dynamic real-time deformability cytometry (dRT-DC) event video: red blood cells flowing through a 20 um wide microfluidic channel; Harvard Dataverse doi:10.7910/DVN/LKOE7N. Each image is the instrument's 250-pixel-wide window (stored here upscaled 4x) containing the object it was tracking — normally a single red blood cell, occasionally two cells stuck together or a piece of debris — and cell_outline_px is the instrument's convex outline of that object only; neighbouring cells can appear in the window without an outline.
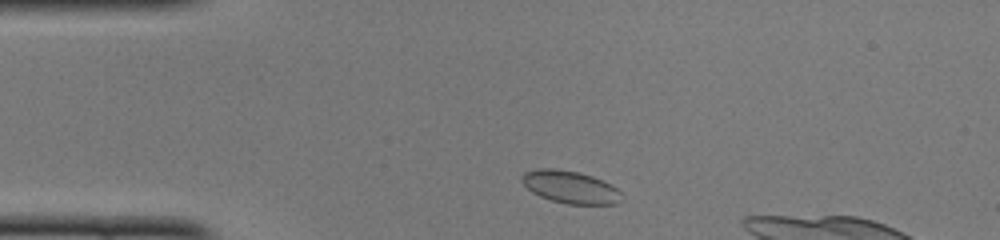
{"species": "common noctule bat (a hibernating species)", "species_latin": "Nyctalus noctula", "temperature_condition": "cold", "stored_images_in_passage": 40, "camera_frame_rate_fps": 3000, "um_per_image_px": 0.085, "animal": {"sex": "female", "body_mass_g": 22.0, "forearm_length_mm": 56.7}, "frame": {"image": 1, "passage_image": 3, "time_ms": 0.667, "image_size_px": [1000, 240], "cell_outline_px": [[624, 200], [616, 204], [568, 204], [552, 200], [540, 196], [532, 192], [520, 180], [520, 176], [524, 172], [536, 168], [556, 168], [580, 172], [592, 176], [612, 184], [620, 192]], "centroid_in_image_um": [48.48, 15.89], "position_along_channel_um": 36.5, "area_um2": 19.13}}
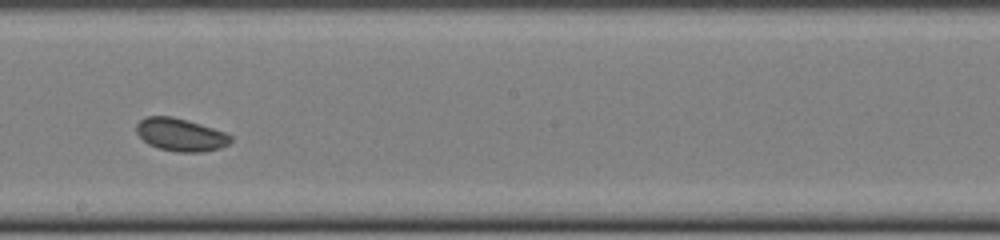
{"frame": {"image": 2, "passage_image": 20, "time_ms": 6.333, "image_size_px": [1000, 240], "cell_outline_px": [[232, 140], [228, 144], [220, 148], [200, 152], [176, 152], [160, 148], [148, 144], [136, 132], [136, 124], [140, 120], [148, 116], [172, 116], [200, 124], [224, 132], [232, 136]], "centroid_in_image_um": [15.34, 11.45], "position_along_channel_um": 232.9, "area_um2": 17.86}}
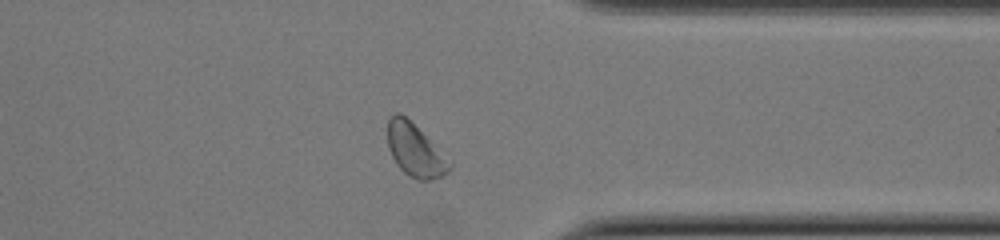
{"frame": {"image": 3, "passage_image": 31, "time_ms": 10.0, "image_size_px": [1000, 240], "cell_outline_px": [[452, 168], [444, 176], [428, 180], [420, 180], [408, 176], [396, 164], [388, 148], [388, 120], [396, 112], [400, 112], [452, 160]], "centroid_in_image_um": [35.32, 12.8], "position_along_channel_um": 376.1, "area_um2": 19.07}, "authors_computed_cell_mechanics": {"area_um2": 18.4671, "velocity_mm_per_s": 4.0402, "shape_relaxation_time_tau1_ms": null, "shape_relaxation_time_tau2_ms": 1.923, "deformation_change_tau1": null, "deformation_change_tau2": 0.0419}}